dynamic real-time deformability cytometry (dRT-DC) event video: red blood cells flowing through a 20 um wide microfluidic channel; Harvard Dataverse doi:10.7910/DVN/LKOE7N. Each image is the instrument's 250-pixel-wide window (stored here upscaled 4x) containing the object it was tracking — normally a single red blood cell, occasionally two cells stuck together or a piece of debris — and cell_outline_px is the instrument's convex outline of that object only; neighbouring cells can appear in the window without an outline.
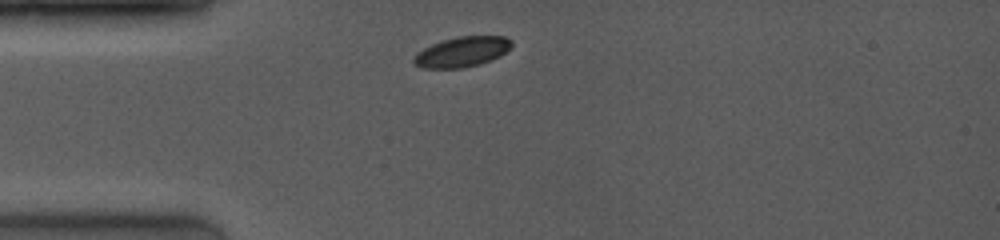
{"species": "common noctule bat (a hibernating species)", "species_latin": "Nyctalus noctula", "temperature_condition": "room temperature", "stored_images_in_passage": 8, "camera_frame_rate_fps": 4000, "um_per_image_px": 0.085, "animal": {"sex": "female", "body_mass_g": 19.0, "forearm_length_mm": 53.3}, "frame": {"image": 1, "passage_image": 1, "time_ms": 0.0, "image_size_px": [1000, 240], "cell_outline_px": [[512, 44], [500, 56], [492, 60], [480, 64], [464, 68], [420, 68], [412, 64], [412, 56], [416, 52], [440, 40], [456, 36], [504, 36], [512, 40]], "centroid_in_image_um": [39.21, 4.41], "position_along_channel_um": 45.8, "area_um2": 17.51}}
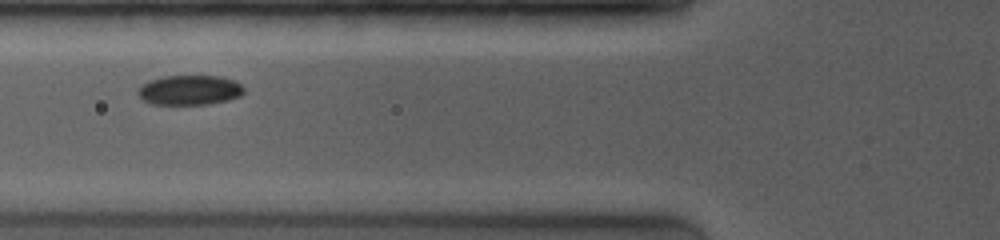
{"frame": {"image": 2, "passage_image": 4, "time_ms": 2.0, "image_size_px": [1000, 240], "cell_outline_px": [[244, 92], [240, 96], [228, 100], [208, 104], [152, 104], [144, 100], [136, 92], [140, 84], [148, 80], [164, 76], [220, 76], [236, 80], [244, 88]], "centroid_in_image_um": [16.11, 7.65], "position_along_channel_um": 109.7, "area_um2": 18.55}}